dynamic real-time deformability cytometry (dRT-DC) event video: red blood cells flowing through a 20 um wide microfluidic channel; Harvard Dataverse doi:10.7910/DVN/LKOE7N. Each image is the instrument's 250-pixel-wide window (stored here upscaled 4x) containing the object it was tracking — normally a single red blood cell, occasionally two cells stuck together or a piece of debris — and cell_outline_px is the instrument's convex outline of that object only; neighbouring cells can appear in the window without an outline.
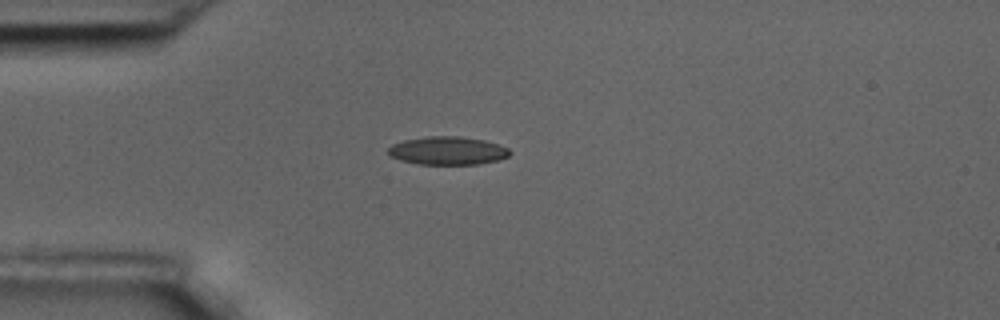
{"species": "common noctule bat (a hibernating species)", "species_latin": "Nyctalus noctula", "temperature_condition": "room temperature", "stored_images_in_passage": 8, "camera_frame_rate_fps": 3000, "um_per_image_px": 0.085, "animal": {"sex": "male", "body_mass_g": 17.5, "forearm_length_mm": 52.3}, "frame": {"image": 1, "passage_image": 2, "time_ms": 0.333, "image_size_px": [1000, 320], "cell_outline_px": [[512, 152], [508, 156], [496, 160], [480, 164], [416, 164], [400, 160], [388, 156], [388, 148], [392, 144], [404, 140], [428, 136], [460, 136], [484, 140], [500, 144], [508, 148]], "centroid_in_image_um": [38.04, 12.8], "position_along_channel_um": 47.0, "area_um2": 20.11}}
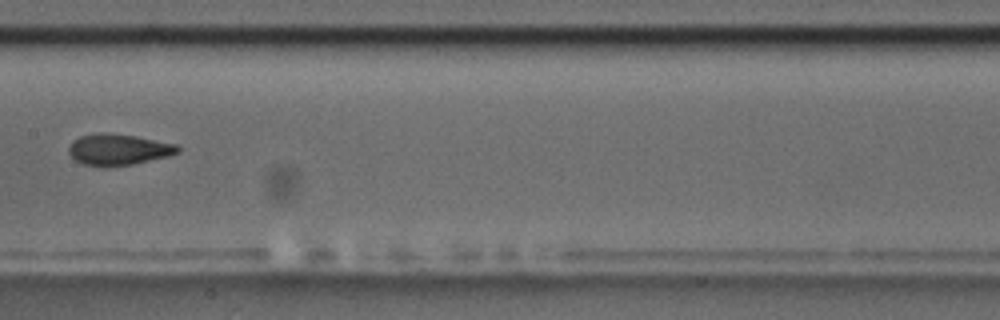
{"frame": {"image": 2, "passage_image": 6, "time_ms": 1.667, "image_size_px": [1000, 320], "cell_outline_px": [[180, 152], [168, 156], [132, 164], [108, 168], [104, 168], [84, 164], [76, 160], [68, 152], [68, 148], [72, 140], [80, 136], [100, 132], [108, 132], [136, 136], [176, 144], [180, 148]], "centroid_in_image_um": [10.04, 12.71], "position_along_channel_um": 197.4, "area_um2": 20.06}}
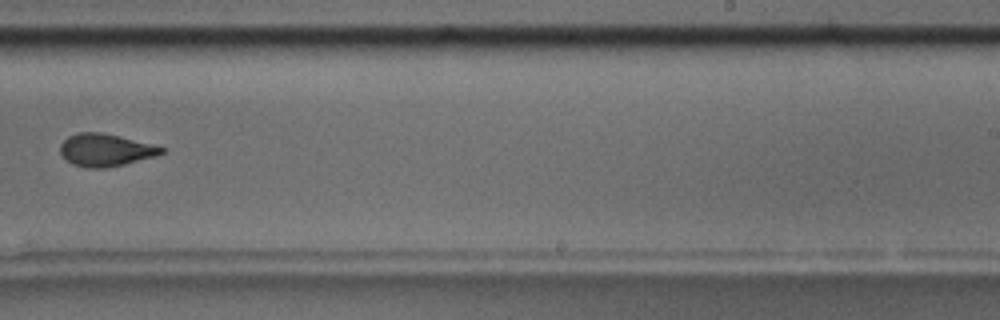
{"frame": {"image": 3, "passage_image": 8, "time_ms": 2.333, "image_size_px": [1000, 320], "cell_outline_px": [[168, 148], [164, 152], [156, 156], [124, 164], [104, 168], [88, 168], [72, 164], [60, 152], [60, 144], [68, 136], [76, 132], [104, 132]], "centroid_in_image_um": [8.98, 12.74], "position_along_channel_um": 280.0, "area_um2": 19.25}}